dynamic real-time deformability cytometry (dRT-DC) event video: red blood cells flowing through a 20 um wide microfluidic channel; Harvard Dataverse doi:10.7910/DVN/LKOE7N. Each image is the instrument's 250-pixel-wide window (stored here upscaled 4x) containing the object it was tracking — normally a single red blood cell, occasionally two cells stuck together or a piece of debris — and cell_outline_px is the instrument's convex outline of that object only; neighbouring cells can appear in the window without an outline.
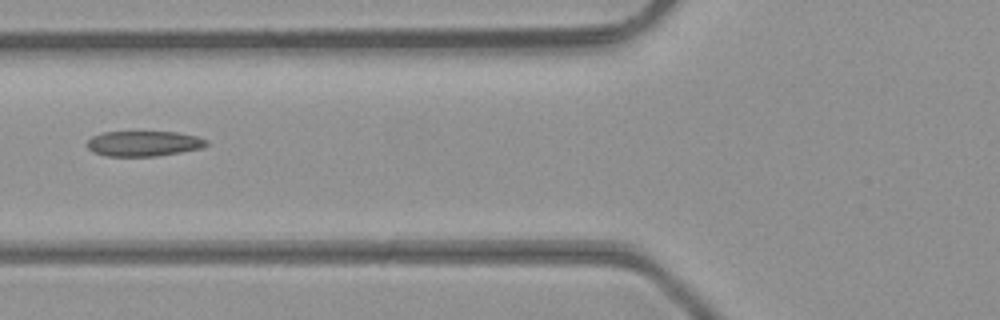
{"species": "common noctule bat (a hibernating species)", "species_latin": "Nyctalus noctula", "temperature_condition": "room temperature", "stored_images_in_passage": 6, "camera_frame_rate_fps": 3000, "um_per_image_px": 0.085, "animal": {"sex": "male", "body_mass_g": 23.1, "forearm_length_mm": 52.7}, "frame": {"image": 1, "passage_image": 6, "time_ms": 1.667, "image_size_px": [1000, 320], "cell_outline_px": [[208, 144], [200, 148], [180, 152], [156, 156], [108, 156], [92, 152], [88, 148], [88, 140], [92, 136], [104, 132], [176, 132], [196, 136], [208, 140]], "centroid_in_image_um": [12.2, 12.2], "position_along_channel_um": 113.6, "area_um2": 17.46}}